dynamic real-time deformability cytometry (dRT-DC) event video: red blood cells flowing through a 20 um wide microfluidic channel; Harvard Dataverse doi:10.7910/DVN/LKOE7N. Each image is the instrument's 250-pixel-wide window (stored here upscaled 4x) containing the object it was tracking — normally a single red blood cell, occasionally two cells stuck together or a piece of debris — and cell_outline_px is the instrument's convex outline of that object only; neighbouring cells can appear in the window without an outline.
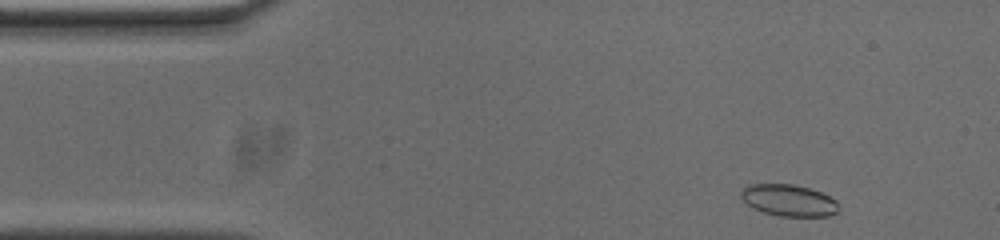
{"species": "common noctule bat (a hibernating species)", "species_latin": "Nyctalus noctula", "temperature_condition": "cold", "stored_images_in_passage": 50, "camera_frame_rate_fps": 3000, "um_per_image_px": 0.085, "animal": {"sex": "male", "body_mass_g": 20.0, "forearm_length_mm": 53.3}, "frame": {"image": 1, "passage_image": 1, "time_ms": 0.0, "image_size_px": [1000, 240], "cell_outline_px": [[836, 212], [828, 216], [780, 216], [764, 212], [752, 208], [740, 196], [740, 192], [748, 184], [792, 184], [808, 188], [820, 192], [836, 200]], "centroid_in_image_um": [67.0, 17.02], "position_along_channel_um": 18.0, "area_um2": 17.74}}
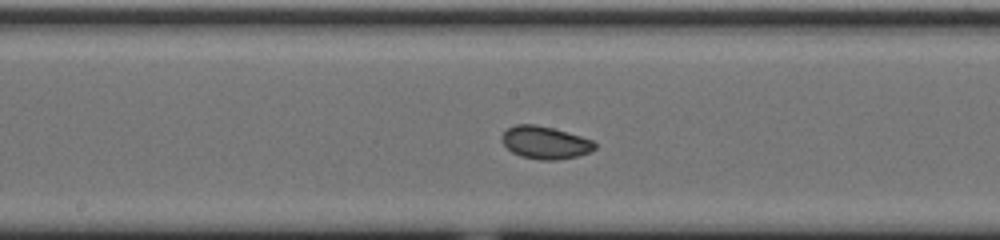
{"frame": {"image": 2, "passage_image": 22, "time_ms": 7.0, "image_size_px": [1000, 240], "cell_outline_px": [[596, 148], [588, 152], [576, 156], [556, 160], [540, 160], [520, 156], [512, 152], [500, 140], [500, 136], [508, 128], [516, 124], [536, 124], [552, 128], [580, 136], [592, 140], [596, 144]], "centroid_in_image_um": [46.3, 12.12], "position_along_channel_um": 201.9, "area_um2": 17.57}}
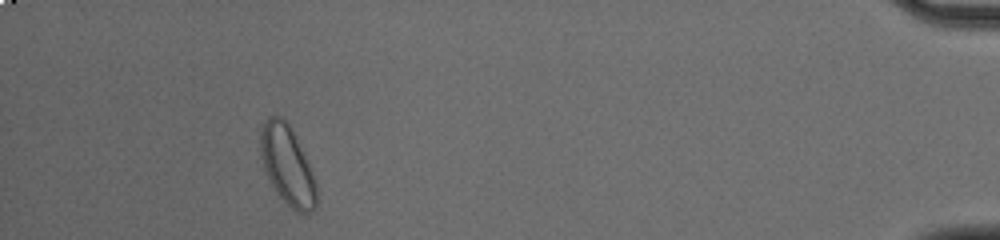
{"frame": {"image": 3, "passage_image": 45, "time_ms": 14.667, "image_size_px": [1000, 240], "cell_outline_px": [[316, 208], [308, 212], [296, 212], [276, 192], [264, 168], [260, 156], [260, 132], [264, 120], [268, 116], [280, 116], [288, 124], [316, 180]], "centroid_in_image_um": [24.4, 14.05], "position_along_channel_um": 410.8, "area_um2": 25.2}, "authors_computed_cell_mechanics": {"area_um2": 18.0625, "velocity_mm_per_s": 3.6703, "shape_relaxation_time_tau1_ms": 2.3788, "shape_relaxation_time_tau2_ms": 4.4139, "deformation_change_tau1": 0.0584, "deformation_change_tau2": 0.0823}}